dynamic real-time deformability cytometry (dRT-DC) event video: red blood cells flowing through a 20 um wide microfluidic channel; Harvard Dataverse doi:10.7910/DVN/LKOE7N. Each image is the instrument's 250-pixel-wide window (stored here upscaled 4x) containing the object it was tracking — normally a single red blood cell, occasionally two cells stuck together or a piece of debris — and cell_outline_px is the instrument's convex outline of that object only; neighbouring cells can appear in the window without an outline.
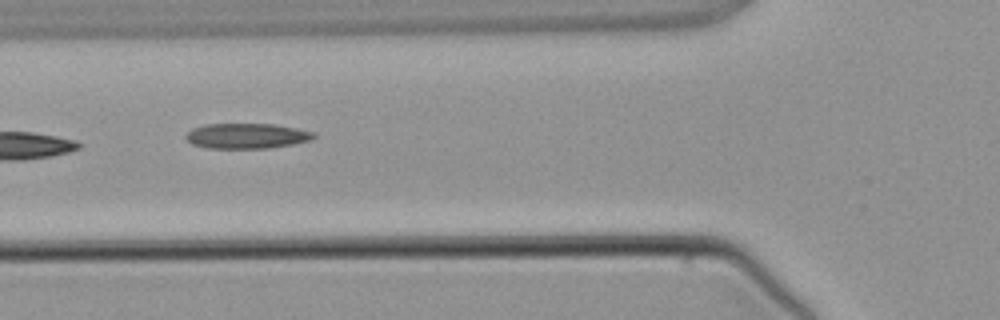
{"species": "common noctule bat (a hibernating species)", "species_latin": "Nyctalus noctula", "temperature_condition": "warm", "stored_images_in_passage": 4, "camera_frame_rate_fps": 3000, "um_per_image_px": 0.085, "animal": {"sex": "male", "body_mass_g": 21.5, "forearm_length_mm": 52.0}, "frame": {"image": 1, "passage_image": 3, "time_ms": 2.333, "image_size_px": [1000, 320], "cell_outline_px": [[316, 136], [312, 140], [292, 144], [268, 148], [208, 148], [192, 144], [184, 136], [192, 128], [204, 124], [272, 124], [296, 128], [316, 132]], "centroid_in_image_um": [20.98, 11.55], "position_along_channel_um": 104.8, "area_um2": 18.84}}
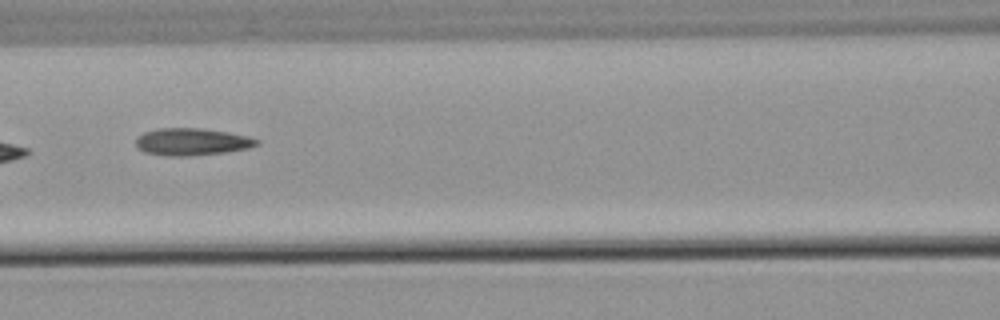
{"frame": {"image": 2, "passage_image": 4, "time_ms": 3.333, "image_size_px": [1000, 320], "cell_outline_px": [[260, 144], [248, 148], [224, 152], [188, 156], [168, 156], [144, 152], [136, 148], [136, 140], [144, 132], [156, 128], [200, 128], [228, 132], [248, 136], [260, 140]], "centroid_in_image_um": [16.31, 12.05], "position_along_channel_um": 150.3, "area_um2": 19.19}}